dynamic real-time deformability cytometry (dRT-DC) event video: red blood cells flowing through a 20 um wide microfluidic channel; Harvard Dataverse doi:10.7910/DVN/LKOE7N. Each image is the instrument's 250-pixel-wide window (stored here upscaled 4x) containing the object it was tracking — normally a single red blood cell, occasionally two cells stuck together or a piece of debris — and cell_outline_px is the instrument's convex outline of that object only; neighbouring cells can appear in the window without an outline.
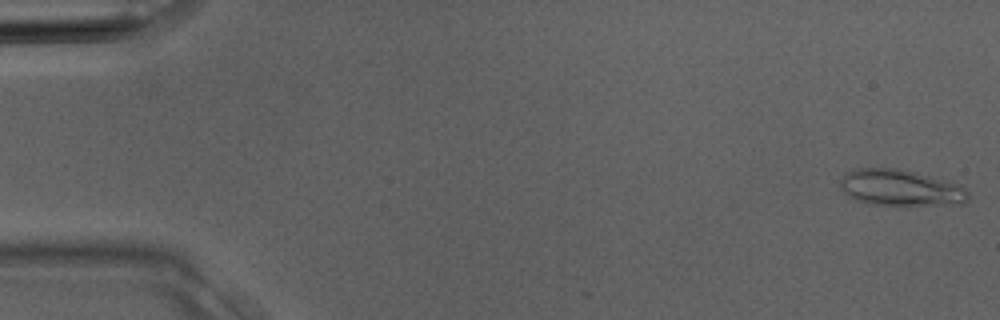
{"species": "Egyptian fruit bat (a non-hibernating species)", "species_latin": "Rousettus aegyptiacus", "temperature_condition": "room temperature", "stored_images_in_passage": 4, "segment_of_instrument_passage": [2, 2], "camera_frame_rate_fps": 3000, "um_per_image_px": 0.085, "animal": {"sex": "male"}, "frame": {"image": 1, "passage_image": 4, "time_ms": 1.0, "image_size_px": [1000, 320], "cell_outline_px": [[968, 200], [964, 204], [896, 208], [872, 204], [856, 200], [848, 196], [840, 188], [840, 180], [844, 172], [856, 168], [900, 168], [960, 184], [968, 192]], "centroid_in_image_um": [76.55, 16.01], "position_along_channel_um": 8.4, "area_um2": 28.26}}